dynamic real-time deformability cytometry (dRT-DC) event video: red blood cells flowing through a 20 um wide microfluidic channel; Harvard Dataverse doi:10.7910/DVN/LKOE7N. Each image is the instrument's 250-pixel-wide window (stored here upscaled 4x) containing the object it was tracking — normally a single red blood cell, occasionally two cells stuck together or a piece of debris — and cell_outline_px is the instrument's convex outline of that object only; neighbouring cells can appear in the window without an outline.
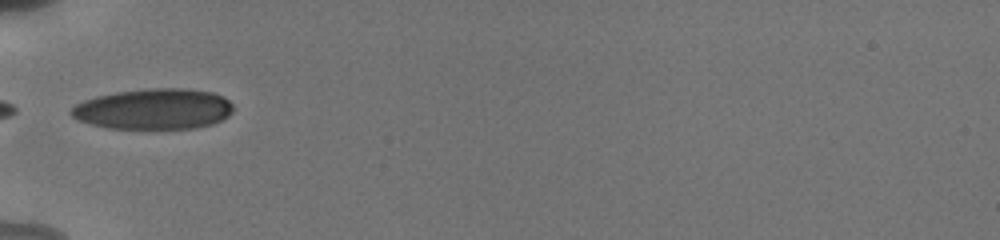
{"species": "human", "species_latin": "Homo sapiens", "temperature_condition": "cold", "stored_images_in_passage": 3, "camera_frame_rate_fps": 3000, "um_per_image_px": 0.085, "donor": {"sex": "male"}, "frame": {"image": 1, "passage_image": 1, "time_ms": 0.0, "image_size_px": [1000, 240], "cell_outline_px": [[232, 112], [228, 116], [212, 124], [196, 128], [108, 128], [76, 120], [68, 112], [76, 104], [84, 100], [96, 96], [116, 92], [148, 88], [184, 88], [212, 92], [224, 96], [232, 104]], "centroid_in_image_um": [13.06, 9.26], "position_along_channel_um": 71.9, "area_um2": 38.44}}